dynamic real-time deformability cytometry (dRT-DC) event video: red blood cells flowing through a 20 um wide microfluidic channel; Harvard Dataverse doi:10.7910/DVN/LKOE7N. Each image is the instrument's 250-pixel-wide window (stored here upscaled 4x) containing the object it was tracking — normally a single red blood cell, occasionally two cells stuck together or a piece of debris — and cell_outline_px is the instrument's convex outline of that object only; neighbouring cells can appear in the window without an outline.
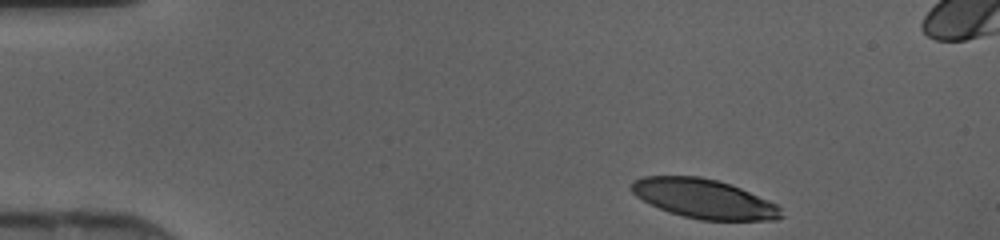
{"species": "human", "species_latin": "Homo sapiens", "temperature_condition": "cold", "stored_images_in_passage": 9, "camera_frame_rate_fps": 3000, "um_per_image_px": 0.085, "donor": {"sex": "female"}, "frame": {"image": 1, "passage_image": 1, "time_ms": 0.0, "image_size_px": [1000, 240], "cell_outline_px": [[784, 216], [776, 220], [700, 220], [668, 212], [636, 196], [632, 192], [632, 180], [644, 176], [700, 176], [716, 180], [740, 188], [768, 200], [776, 204], [780, 208]], "centroid_in_image_um": [59.84, 16.9], "position_along_channel_um": 25.2, "area_um2": 33.99}}